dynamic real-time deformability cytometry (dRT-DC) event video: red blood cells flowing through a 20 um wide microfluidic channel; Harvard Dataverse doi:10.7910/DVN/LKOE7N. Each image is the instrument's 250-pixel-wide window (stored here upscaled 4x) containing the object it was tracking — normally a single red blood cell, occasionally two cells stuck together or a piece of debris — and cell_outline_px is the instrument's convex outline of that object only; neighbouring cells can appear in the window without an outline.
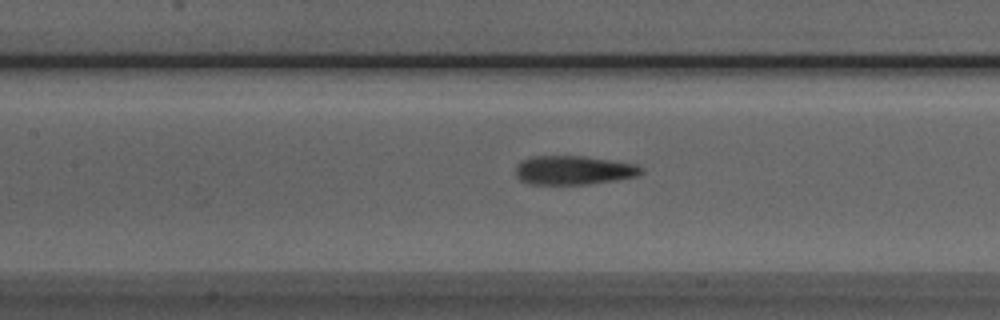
{"species": "Egyptian fruit bat (a non-hibernating species)", "species_latin": "Rousettus aegyptiacus", "temperature_condition": "room temperature", "stored_images_in_passage": 37, "camera_frame_rate_fps": 3000, "um_per_image_px": 0.085, "animal": {"sex": "male"}, "frame": {"image": 1, "passage_image": 11, "time_ms": 3.333, "image_size_px": [1000, 320], "cell_outline_px": [[644, 172], [636, 176], [616, 180], [588, 184], [532, 184], [520, 180], [516, 176], [516, 164], [520, 160], [532, 156], [584, 156], [636, 164], [644, 168]], "centroid_in_image_um": [48.75, 14.46], "position_along_channel_um": 158.7, "area_um2": 21.27}}
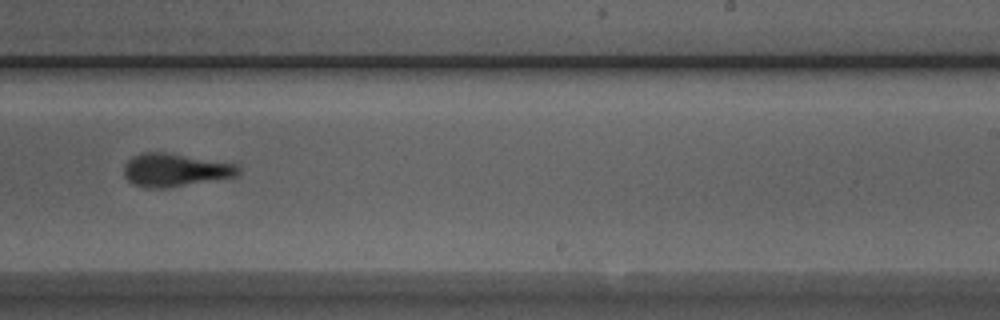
{"frame": {"image": 2, "passage_image": 20, "time_ms": 6.333, "image_size_px": [1000, 320], "cell_outline_px": [[240, 176], [168, 188], [144, 188], [132, 184], [124, 176], [124, 164], [132, 156], [140, 152], [164, 152], [240, 160]], "centroid_in_image_um": [15.06, 14.41], "position_along_channel_um": 273.9, "area_um2": 23.64}}
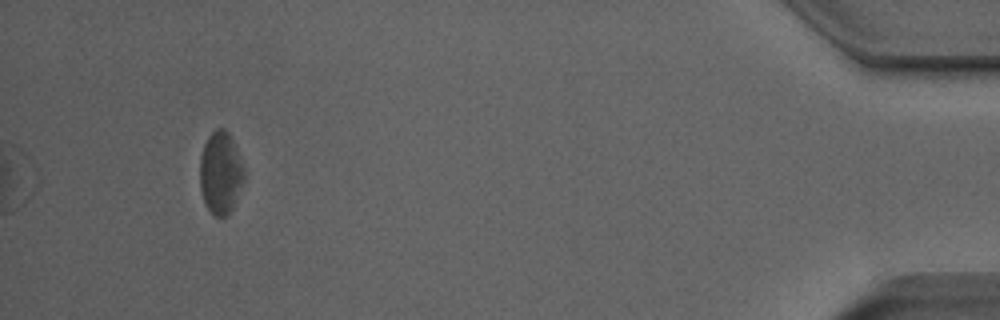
{"frame": {"image": 3, "passage_image": 37, "time_ms": 12.0, "image_size_px": [1000, 320], "cell_outline_px": [[244, 176], [232, 208], [224, 216], [216, 216], [204, 204], [200, 188], [200, 156], [204, 144], [208, 136], [216, 128], [224, 128], [228, 132], [232, 140], [244, 168]], "centroid_in_image_um": [18.71, 14.66], "position_along_channel_um": 416.5, "area_um2": 20.81}, "authors_computed_cell_mechanics": {"area_um2": 21.9062, "velocity_mm_per_s": 3.875, "shape_relaxation_time_tau1_ms": 3.9256, "shape_relaxation_time_tau2_ms": 1.8375, "deformation_change_tau1": 0.1722, "deformation_change_tau2": 0.1031}}